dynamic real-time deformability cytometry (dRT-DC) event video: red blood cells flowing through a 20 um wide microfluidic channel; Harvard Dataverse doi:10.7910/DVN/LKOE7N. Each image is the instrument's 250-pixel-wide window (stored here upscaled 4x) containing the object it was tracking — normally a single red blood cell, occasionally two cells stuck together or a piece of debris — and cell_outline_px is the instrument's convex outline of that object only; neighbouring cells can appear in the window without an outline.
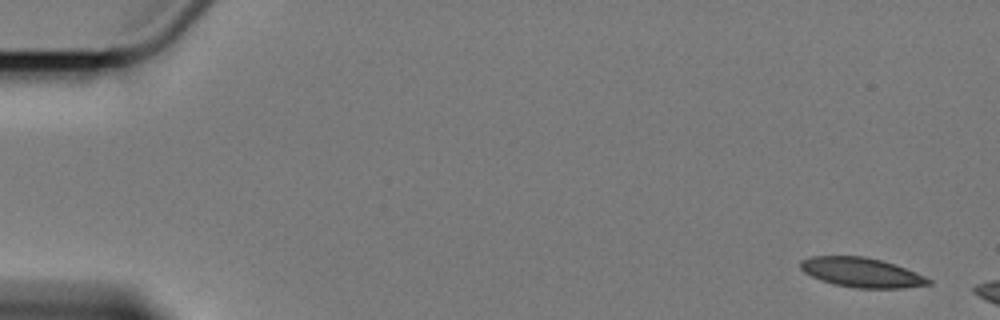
{"species": "Egyptian fruit bat (a non-hibernating species)", "species_latin": "Rousettus aegyptiacus", "temperature_condition": "cold", "stored_images_in_passage": 3, "camera_frame_rate_fps": 3000, "um_per_image_px": 0.085, "animal": {"sex": "female"}, "frame": {"image": 1, "passage_image": 1, "time_ms": 0.0, "image_size_px": [1000, 320], "cell_outline_px": [[932, 284], [900, 288], [856, 288], [836, 284], [820, 280], [804, 272], [800, 268], [800, 260], [812, 256], [864, 256], [880, 260], [916, 272], [932, 280]], "centroid_in_image_um": [73.21, 23.16], "position_along_channel_um": 11.8, "area_um2": 21.85}}